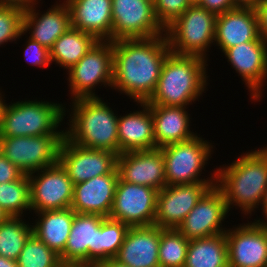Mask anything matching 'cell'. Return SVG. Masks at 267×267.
<instances>
[{
  "instance_id": "6da1fadb",
  "label": "cell",
  "mask_w": 267,
  "mask_h": 267,
  "mask_svg": "<svg viewBox=\"0 0 267 267\" xmlns=\"http://www.w3.org/2000/svg\"><path fill=\"white\" fill-rule=\"evenodd\" d=\"M171 53L166 35L113 41L112 88L134 102L154 93L163 63Z\"/></svg>"
},
{
  "instance_id": "7a4b0ae2",
  "label": "cell",
  "mask_w": 267,
  "mask_h": 267,
  "mask_svg": "<svg viewBox=\"0 0 267 267\" xmlns=\"http://www.w3.org/2000/svg\"><path fill=\"white\" fill-rule=\"evenodd\" d=\"M216 186L229 211L237 206L244 215L251 216L267 188V146L242 154L228 166L217 167Z\"/></svg>"
},
{
  "instance_id": "3957f363",
  "label": "cell",
  "mask_w": 267,
  "mask_h": 267,
  "mask_svg": "<svg viewBox=\"0 0 267 267\" xmlns=\"http://www.w3.org/2000/svg\"><path fill=\"white\" fill-rule=\"evenodd\" d=\"M206 63L207 60L198 56L171 52L163 63L156 89L146 103L187 107L199 101L208 86Z\"/></svg>"
},
{
  "instance_id": "277c9868",
  "label": "cell",
  "mask_w": 267,
  "mask_h": 267,
  "mask_svg": "<svg viewBox=\"0 0 267 267\" xmlns=\"http://www.w3.org/2000/svg\"><path fill=\"white\" fill-rule=\"evenodd\" d=\"M65 136L81 147L119 155L118 114L100 97L71 100ZM71 112V113H70ZM70 123V124H69Z\"/></svg>"
},
{
  "instance_id": "5b68a950",
  "label": "cell",
  "mask_w": 267,
  "mask_h": 267,
  "mask_svg": "<svg viewBox=\"0 0 267 267\" xmlns=\"http://www.w3.org/2000/svg\"><path fill=\"white\" fill-rule=\"evenodd\" d=\"M5 101L0 109V137L65 135V129L57 130L66 117L65 104L37 99Z\"/></svg>"
},
{
  "instance_id": "8992f818",
  "label": "cell",
  "mask_w": 267,
  "mask_h": 267,
  "mask_svg": "<svg viewBox=\"0 0 267 267\" xmlns=\"http://www.w3.org/2000/svg\"><path fill=\"white\" fill-rule=\"evenodd\" d=\"M216 16L198 4L189 6L165 28L171 52L208 60L206 53L214 45Z\"/></svg>"
},
{
  "instance_id": "52a82bcc",
  "label": "cell",
  "mask_w": 267,
  "mask_h": 267,
  "mask_svg": "<svg viewBox=\"0 0 267 267\" xmlns=\"http://www.w3.org/2000/svg\"><path fill=\"white\" fill-rule=\"evenodd\" d=\"M199 136V137H198ZM200 134L194 138L161 147L165 164L166 186L194 183H216V170L211 177L200 178L214 151L212 143Z\"/></svg>"
},
{
  "instance_id": "ba28073f",
  "label": "cell",
  "mask_w": 267,
  "mask_h": 267,
  "mask_svg": "<svg viewBox=\"0 0 267 267\" xmlns=\"http://www.w3.org/2000/svg\"><path fill=\"white\" fill-rule=\"evenodd\" d=\"M67 71L72 100L99 97L95 94L98 86L112 89L113 41H98Z\"/></svg>"
},
{
  "instance_id": "9c48e42d",
  "label": "cell",
  "mask_w": 267,
  "mask_h": 267,
  "mask_svg": "<svg viewBox=\"0 0 267 267\" xmlns=\"http://www.w3.org/2000/svg\"><path fill=\"white\" fill-rule=\"evenodd\" d=\"M65 135L0 137V152L24 174L54 165Z\"/></svg>"
},
{
  "instance_id": "30bf717a",
  "label": "cell",
  "mask_w": 267,
  "mask_h": 267,
  "mask_svg": "<svg viewBox=\"0 0 267 267\" xmlns=\"http://www.w3.org/2000/svg\"><path fill=\"white\" fill-rule=\"evenodd\" d=\"M163 34L151 0H112V41Z\"/></svg>"
},
{
  "instance_id": "8fae6325",
  "label": "cell",
  "mask_w": 267,
  "mask_h": 267,
  "mask_svg": "<svg viewBox=\"0 0 267 267\" xmlns=\"http://www.w3.org/2000/svg\"><path fill=\"white\" fill-rule=\"evenodd\" d=\"M28 179L31 212L70 208L74 184L59 161L47 168L28 174Z\"/></svg>"
},
{
  "instance_id": "7c38bea8",
  "label": "cell",
  "mask_w": 267,
  "mask_h": 267,
  "mask_svg": "<svg viewBox=\"0 0 267 267\" xmlns=\"http://www.w3.org/2000/svg\"><path fill=\"white\" fill-rule=\"evenodd\" d=\"M158 190L118 179L109 218L129 227L154 225Z\"/></svg>"
},
{
  "instance_id": "4fadbf2b",
  "label": "cell",
  "mask_w": 267,
  "mask_h": 267,
  "mask_svg": "<svg viewBox=\"0 0 267 267\" xmlns=\"http://www.w3.org/2000/svg\"><path fill=\"white\" fill-rule=\"evenodd\" d=\"M105 217L75 213L70 235L60 255L64 266L102 261L101 223Z\"/></svg>"
},
{
  "instance_id": "5bb4252c",
  "label": "cell",
  "mask_w": 267,
  "mask_h": 267,
  "mask_svg": "<svg viewBox=\"0 0 267 267\" xmlns=\"http://www.w3.org/2000/svg\"><path fill=\"white\" fill-rule=\"evenodd\" d=\"M236 227L225 232L229 267H267V224L248 221Z\"/></svg>"
},
{
  "instance_id": "9a60e30c",
  "label": "cell",
  "mask_w": 267,
  "mask_h": 267,
  "mask_svg": "<svg viewBox=\"0 0 267 267\" xmlns=\"http://www.w3.org/2000/svg\"><path fill=\"white\" fill-rule=\"evenodd\" d=\"M58 161L75 185L96 176L110 174L117 167V154L81 147L65 136L59 149Z\"/></svg>"
},
{
  "instance_id": "2e32d148",
  "label": "cell",
  "mask_w": 267,
  "mask_h": 267,
  "mask_svg": "<svg viewBox=\"0 0 267 267\" xmlns=\"http://www.w3.org/2000/svg\"><path fill=\"white\" fill-rule=\"evenodd\" d=\"M229 210L222 191L215 185L198 201L177 228L188 240L207 238L228 229L222 227Z\"/></svg>"
},
{
  "instance_id": "e0dca14e",
  "label": "cell",
  "mask_w": 267,
  "mask_h": 267,
  "mask_svg": "<svg viewBox=\"0 0 267 267\" xmlns=\"http://www.w3.org/2000/svg\"><path fill=\"white\" fill-rule=\"evenodd\" d=\"M224 55L230 62L231 68L244 81L245 87L250 92L251 101L260 102L267 83V42L254 40L241 43L228 48Z\"/></svg>"
},
{
  "instance_id": "ac0fdd59",
  "label": "cell",
  "mask_w": 267,
  "mask_h": 267,
  "mask_svg": "<svg viewBox=\"0 0 267 267\" xmlns=\"http://www.w3.org/2000/svg\"><path fill=\"white\" fill-rule=\"evenodd\" d=\"M215 185L194 183L165 186L158 191L154 225L177 229L201 197Z\"/></svg>"
},
{
  "instance_id": "d6986e66",
  "label": "cell",
  "mask_w": 267,
  "mask_h": 267,
  "mask_svg": "<svg viewBox=\"0 0 267 267\" xmlns=\"http://www.w3.org/2000/svg\"><path fill=\"white\" fill-rule=\"evenodd\" d=\"M117 169L122 181L158 191L166 186L164 157L160 148L121 153L117 155Z\"/></svg>"
},
{
  "instance_id": "ffe728a7",
  "label": "cell",
  "mask_w": 267,
  "mask_h": 267,
  "mask_svg": "<svg viewBox=\"0 0 267 267\" xmlns=\"http://www.w3.org/2000/svg\"><path fill=\"white\" fill-rule=\"evenodd\" d=\"M119 179L117 167L110 173L74 185L70 208L75 213L109 217Z\"/></svg>"
},
{
  "instance_id": "44dd1931",
  "label": "cell",
  "mask_w": 267,
  "mask_h": 267,
  "mask_svg": "<svg viewBox=\"0 0 267 267\" xmlns=\"http://www.w3.org/2000/svg\"><path fill=\"white\" fill-rule=\"evenodd\" d=\"M37 0L24 11L23 32L30 34V38L50 49L54 42L71 27L70 10L63 0L52 5L43 13L36 11ZM62 2V3H61Z\"/></svg>"
},
{
  "instance_id": "7402d4cb",
  "label": "cell",
  "mask_w": 267,
  "mask_h": 267,
  "mask_svg": "<svg viewBox=\"0 0 267 267\" xmlns=\"http://www.w3.org/2000/svg\"><path fill=\"white\" fill-rule=\"evenodd\" d=\"M254 40H263L254 8H240L226 11L216 16L215 39L220 51Z\"/></svg>"
},
{
  "instance_id": "603a6c76",
  "label": "cell",
  "mask_w": 267,
  "mask_h": 267,
  "mask_svg": "<svg viewBox=\"0 0 267 267\" xmlns=\"http://www.w3.org/2000/svg\"><path fill=\"white\" fill-rule=\"evenodd\" d=\"M159 244L158 226L129 227L115 259L129 267H160Z\"/></svg>"
},
{
  "instance_id": "cb8c5ba5",
  "label": "cell",
  "mask_w": 267,
  "mask_h": 267,
  "mask_svg": "<svg viewBox=\"0 0 267 267\" xmlns=\"http://www.w3.org/2000/svg\"><path fill=\"white\" fill-rule=\"evenodd\" d=\"M70 10L71 27L112 41V0H64Z\"/></svg>"
},
{
  "instance_id": "d4e9b609",
  "label": "cell",
  "mask_w": 267,
  "mask_h": 267,
  "mask_svg": "<svg viewBox=\"0 0 267 267\" xmlns=\"http://www.w3.org/2000/svg\"><path fill=\"white\" fill-rule=\"evenodd\" d=\"M142 110L118 116L119 154L156 148L153 117L146 102H137Z\"/></svg>"
},
{
  "instance_id": "484cf974",
  "label": "cell",
  "mask_w": 267,
  "mask_h": 267,
  "mask_svg": "<svg viewBox=\"0 0 267 267\" xmlns=\"http://www.w3.org/2000/svg\"><path fill=\"white\" fill-rule=\"evenodd\" d=\"M153 117L156 148L188 141L197 133L190 130V114L186 107L148 104Z\"/></svg>"
},
{
  "instance_id": "4316f807",
  "label": "cell",
  "mask_w": 267,
  "mask_h": 267,
  "mask_svg": "<svg viewBox=\"0 0 267 267\" xmlns=\"http://www.w3.org/2000/svg\"><path fill=\"white\" fill-rule=\"evenodd\" d=\"M33 234L48 248L61 255L70 235L75 212L72 208L48 210L35 213Z\"/></svg>"
},
{
  "instance_id": "83f0119b",
  "label": "cell",
  "mask_w": 267,
  "mask_h": 267,
  "mask_svg": "<svg viewBox=\"0 0 267 267\" xmlns=\"http://www.w3.org/2000/svg\"><path fill=\"white\" fill-rule=\"evenodd\" d=\"M98 40L91 34L70 27L49 49L50 61L69 70Z\"/></svg>"
},
{
  "instance_id": "f1b7e54d",
  "label": "cell",
  "mask_w": 267,
  "mask_h": 267,
  "mask_svg": "<svg viewBox=\"0 0 267 267\" xmlns=\"http://www.w3.org/2000/svg\"><path fill=\"white\" fill-rule=\"evenodd\" d=\"M184 267H229L225 233L189 240Z\"/></svg>"
},
{
  "instance_id": "f546056e",
  "label": "cell",
  "mask_w": 267,
  "mask_h": 267,
  "mask_svg": "<svg viewBox=\"0 0 267 267\" xmlns=\"http://www.w3.org/2000/svg\"><path fill=\"white\" fill-rule=\"evenodd\" d=\"M33 234L31 223L10 216L0 223V256L17 260L26 241Z\"/></svg>"
},
{
  "instance_id": "4dcf8cb0",
  "label": "cell",
  "mask_w": 267,
  "mask_h": 267,
  "mask_svg": "<svg viewBox=\"0 0 267 267\" xmlns=\"http://www.w3.org/2000/svg\"><path fill=\"white\" fill-rule=\"evenodd\" d=\"M0 207L13 217H24L23 212L31 211L28 174L19 180L0 184Z\"/></svg>"
},
{
  "instance_id": "1f68e13d",
  "label": "cell",
  "mask_w": 267,
  "mask_h": 267,
  "mask_svg": "<svg viewBox=\"0 0 267 267\" xmlns=\"http://www.w3.org/2000/svg\"><path fill=\"white\" fill-rule=\"evenodd\" d=\"M189 240L178 229L160 228V267H184Z\"/></svg>"
},
{
  "instance_id": "d6a6232c",
  "label": "cell",
  "mask_w": 267,
  "mask_h": 267,
  "mask_svg": "<svg viewBox=\"0 0 267 267\" xmlns=\"http://www.w3.org/2000/svg\"><path fill=\"white\" fill-rule=\"evenodd\" d=\"M18 267H63L60 255L48 248L32 234L26 241L19 258Z\"/></svg>"
},
{
  "instance_id": "836d02e7",
  "label": "cell",
  "mask_w": 267,
  "mask_h": 267,
  "mask_svg": "<svg viewBox=\"0 0 267 267\" xmlns=\"http://www.w3.org/2000/svg\"><path fill=\"white\" fill-rule=\"evenodd\" d=\"M129 229L127 224L105 217L101 223L102 261L115 258Z\"/></svg>"
},
{
  "instance_id": "e575fe53",
  "label": "cell",
  "mask_w": 267,
  "mask_h": 267,
  "mask_svg": "<svg viewBox=\"0 0 267 267\" xmlns=\"http://www.w3.org/2000/svg\"><path fill=\"white\" fill-rule=\"evenodd\" d=\"M23 15L24 10L20 8L0 6V46L24 36Z\"/></svg>"
},
{
  "instance_id": "d590c367",
  "label": "cell",
  "mask_w": 267,
  "mask_h": 267,
  "mask_svg": "<svg viewBox=\"0 0 267 267\" xmlns=\"http://www.w3.org/2000/svg\"><path fill=\"white\" fill-rule=\"evenodd\" d=\"M153 4L156 18L164 28L192 5L189 0H155Z\"/></svg>"
},
{
  "instance_id": "8d00e7d4",
  "label": "cell",
  "mask_w": 267,
  "mask_h": 267,
  "mask_svg": "<svg viewBox=\"0 0 267 267\" xmlns=\"http://www.w3.org/2000/svg\"><path fill=\"white\" fill-rule=\"evenodd\" d=\"M27 39L24 51L26 61L32 66H38L39 68L49 67L51 64L49 49L30 37Z\"/></svg>"
},
{
  "instance_id": "74e56055",
  "label": "cell",
  "mask_w": 267,
  "mask_h": 267,
  "mask_svg": "<svg viewBox=\"0 0 267 267\" xmlns=\"http://www.w3.org/2000/svg\"><path fill=\"white\" fill-rule=\"evenodd\" d=\"M24 173L0 152V184L19 180Z\"/></svg>"
},
{
  "instance_id": "f35d334b",
  "label": "cell",
  "mask_w": 267,
  "mask_h": 267,
  "mask_svg": "<svg viewBox=\"0 0 267 267\" xmlns=\"http://www.w3.org/2000/svg\"><path fill=\"white\" fill-rule=\"evenodd\" d=\"M198 5L216 15L237 8L232 0H201Z\"/></svg>"
},
{
  "instance_id": "ab89813d",
  "label": "cell",
  "mask_w": 267,
  "mask_h": 267,
  "mask_svg": "<svg viewBox=\"0 0 267 267\" xmlns=\"http://www.w3.org/2000/svg\"><path fill=\"white\" fill-rule=\"evenodd\" d=\"M255 10L258 17L260 37L267 42V0H260Z\"/></svg>"
},
{
  "instance_id": "60d3db41",
  "label": "cell",
  "mask_w": 267,
  "mask_h": 267,
  "mask_svg": "<svg viewBox=\"0 0 267 267\" xmlns=\"http://www.w3.org/2000/svg\"><path fill=\"white\" fill-rule=\"evenodd\" d=\"M35 2L37 0H0V6L17 7L25 11Z\"/></svg>"
},
{
  "instance_id": "b9f144b4",
  "label": "cell",
  "mask_w": 267,
  "mask_h": 267,
  "mask_svg": "<svg viewBox=\"0 0 267 267\" xmlns=\"http://www.w3.org/2000/svg\"><path fill=\"white\" fill-rule=\"evenodd\" d=\"M236 7L240 8H256L260 0H232Z\"/></svg>"
},
{
  "instance_id": "7bdbcfd3",
  "label": "cell",
  "mask_w": 267,
  "mask_h": 267,
  "mask_svg": "<svg viewBox=\"0 0 267 267\" xmlns=\"http://www.w3.org/2000/svg\"><path fill=\"white\" fill-rule=\"evenodd\" d=\"M261 207H262V208H261ZM260 208H261V210H262V215H263L265 221H264L263 218L260 219V218H258V217H257L258 220H257V219H254V220H255V222H260V223H266V224H267V188H266V190L264 191V195H263L262 202H261V204H260Z\"/></svg>"
},
{
  "instance_id": "ee69618b",
  "label": "cell",
  "mask_w": 267,
  "mask_h": 267,
  "mask_svg": "<svg viewBox=\"0 0 267 267\" xmlns=\"http://www.w3.org/2000/svg\"><path fill=\"white\" fill-rule=\"evenodd\" d=\"M100 264L103 267H129V266L125 265V264H122L121 262H119L115 258H110V259L101 261Z\"/></svg>"
},
{
  "instance_id": "f6af8a7d",
  "label": "cell",
  "mask_w": 267,
  "mask_h": 267,
  "mask_svg": "<svg viewBox=\"0 0 267 267\" xmlns=\"http://www.w3.org/2000/svg\"><path fill=\"white\" fill-rule=\"evenodd\" d=\"M0 267H18L16 260L0 256Z\"/></svg>"
},
{
  "instance_id": "bcb514c9",
  "label": "cell",
  "mask_w": 267,
  "mask_h": 267,
  "mask_svg": "<svg viewBox=\"0 0 267 267\" xmlns=\"http://www.w3.org/2000/svg\"><path fill=\"white\" fill-rule=\"evenodd\" d=\"M71 267H103L100 263H85V264H76Z\"/></svg>"
},
{
  "instance_id": "7dc6e473",
  "label": "cell",
  "mask_w": 267,
  "mask_h": 267,
  "mask_svg": "<svg viewBox=\"0 0 267 267\" xmlns=\"http://www.w3.org/2000/svg\"><path fill=\"white\" fill-rule=\"evenodd\" d=\"M10 216L0 207V223L6 221Z\"/></svg>"
},
{
  "instance_id": "c3c4849f",
  "label": "cell",
  "mask_w": 267,
  "mask_h": 267,
  "mask_svg": "<svg viewBox=\"0 0 267 267\" xmlns=\"http://www.w3.org/2000/svg\"><path fill=\"white\" fill-rule=\"evenodd\" d=\"M3 96H4V95H2L1 90H0V109H1L2 103H3V101H4L3 98H5V97H3Z\"/></svg>"
},
{
  "instance_id": "681fc988",
  "label": "cell",
  "mask_w": 267,
  "mask_h": 267,
  "mask_svg": "<svg viewBox=\"0 0 267 267\" xmlns=\"http://www.w3.org/2000/svg\"><path fill=\"white\" fill-rule=\"evenodd\" d=\"M201 0H189V2L193 4H199Z\"/></svg>"
}]
</instances>
